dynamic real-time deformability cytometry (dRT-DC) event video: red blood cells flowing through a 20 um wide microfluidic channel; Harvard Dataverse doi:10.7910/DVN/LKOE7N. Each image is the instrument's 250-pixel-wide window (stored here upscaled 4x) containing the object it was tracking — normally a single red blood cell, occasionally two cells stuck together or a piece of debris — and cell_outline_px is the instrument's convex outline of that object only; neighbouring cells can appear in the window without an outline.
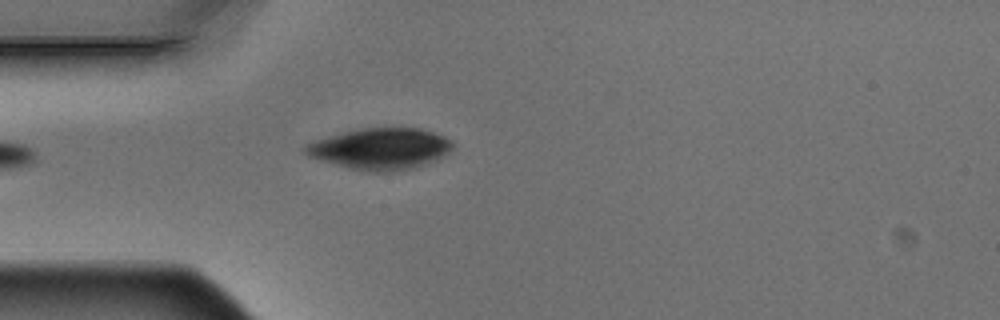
{"species": "Egyptian fruit bat (a non-hibernating species)", "species_latin": "Rousettus aegyptiacus", "temperature_condition": "warm", "stored_images_in_passage": 4, "camera_frame_rate_fps": 3000, "um_per_image_px": 0.085, "animal": {"sex": "male"}, "frame": {"image": 1, "passage_image": 4, "time_ms": 1.0, "image_size_px": [1000, 320], "cell_outline_px": [[452, 148], [444, 156], [428, 164], [416, 168], [396, 172], [368, 172], [348, 168], [320, 160], [308, 156], [300, 148], [316, 140], [344, 132], [364, 128], [420, 128], [444, 136], [452, 140]], "centroid_in_image_um": [32.35, 12.67], "position_along_channel_um": 52.6, "area_um2": 35.66}}